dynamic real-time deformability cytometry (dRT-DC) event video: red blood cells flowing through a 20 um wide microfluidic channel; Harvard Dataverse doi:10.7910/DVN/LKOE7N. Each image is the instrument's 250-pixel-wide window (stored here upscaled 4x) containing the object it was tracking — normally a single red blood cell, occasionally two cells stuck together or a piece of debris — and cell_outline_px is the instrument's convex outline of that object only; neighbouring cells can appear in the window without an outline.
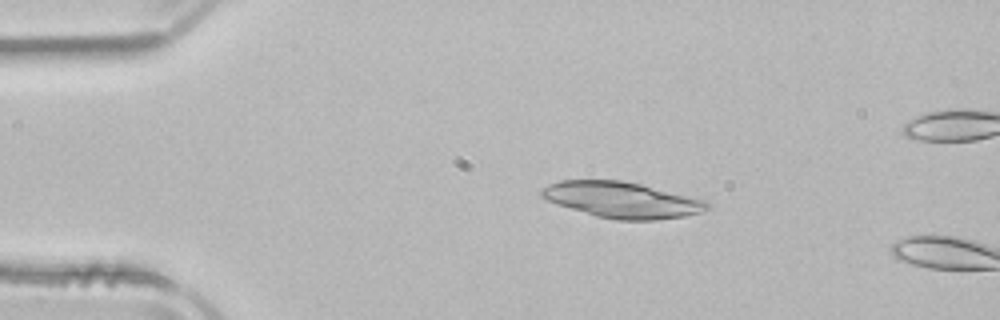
{"species": "common noctule bat (a hibernating species)", "species_latin": "Nyctalus noctula", "temperature_condition": "room temperature", "stored_images_in_passage": 5, "camera_frame_rate_fps": 3000, "um_per_image_px": 0.085, "animal": {"sex": "male", "body_mass_g": 21.5, "forearm_length_mm": 52.0}, "frame": {"image": 1, "passage_image": 3, "time_ms": 0.667, "image_size_px": [1000, 320], "cell_outline_px": [[712, 208], [704, 212], [684, 216], [656, 220], [616, 220], [596, 216], [556, 204], [540, 196], [540, 188], [548, 184], [560, 180], [620, 180], [640, 184], [708, 200]], "centroid_in_image_um": [52.9, 16.99], "position_along_channel_um": 32.1, "area_um2": 34.97}}